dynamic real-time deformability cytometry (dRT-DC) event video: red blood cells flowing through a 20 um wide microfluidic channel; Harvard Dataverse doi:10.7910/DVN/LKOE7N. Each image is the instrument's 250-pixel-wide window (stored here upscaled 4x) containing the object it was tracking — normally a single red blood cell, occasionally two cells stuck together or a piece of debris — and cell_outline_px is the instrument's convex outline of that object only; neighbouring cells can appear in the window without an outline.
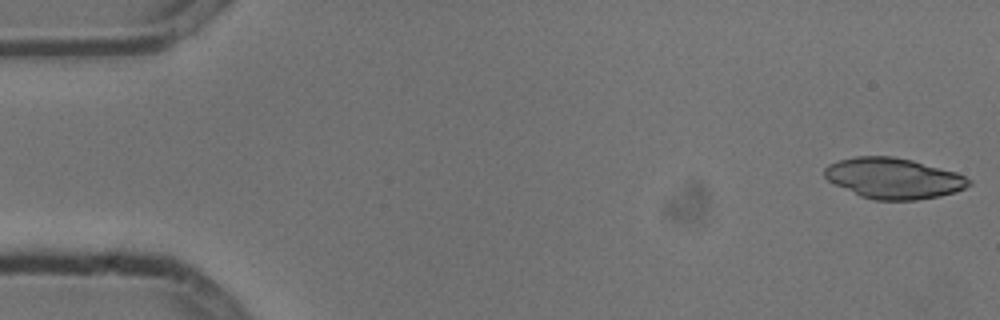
{"species": "common noctule bat (a hibernating species)", "species_latin": "Nyctalus noctula", "temperature_condition": "cold", "stored_images_in_passage": 5, "camera_frame_rate_fps": 3000, "um_per_image_px": 0.085, "animal": {"sex": "male", "body_mass_g": 13.3}, "frame": {"image": 1, "passage_image": 1, "time_ms": 0.0, "image_size_px": [1000, 320], "cell_outline_px": [[972, 184], [956, 192], [940, 196], [916, 200], [876, 200], [860, 196], [828, 180], [824, 176], [824, 168], [828, 164], [840, 160], [856, 156], [892, 156], [912, 160], [956, 172], [972, 180]], "centroid_in_image_um": [75.97, 15.15], "position_along_channel_um": 9.0, "area_um2": 34.16}}